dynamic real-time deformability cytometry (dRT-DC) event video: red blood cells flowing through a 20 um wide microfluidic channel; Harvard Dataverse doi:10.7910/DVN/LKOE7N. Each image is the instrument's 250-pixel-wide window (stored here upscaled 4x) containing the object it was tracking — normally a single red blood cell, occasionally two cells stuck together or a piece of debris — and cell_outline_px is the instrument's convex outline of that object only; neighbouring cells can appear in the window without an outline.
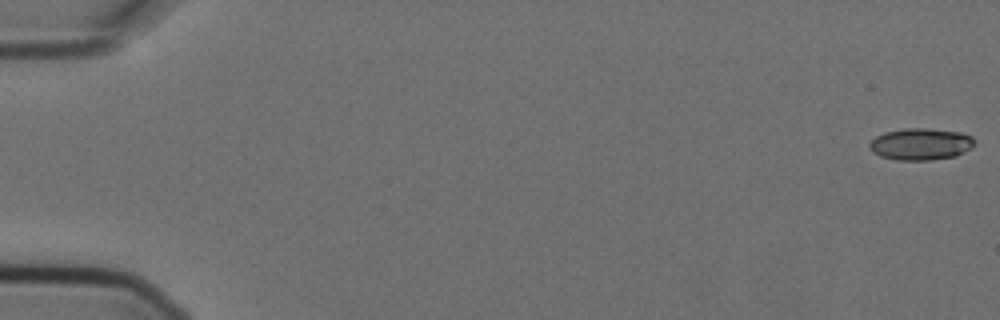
{"species": "Egyptian fruit bat (a non-hibernating species)", "species_latin": "Rousettus aegyptiacus", "temperature_condition": "cold", "stored_images_in_passage": 5, "camera_frame_rate_fps": 3000, "um_per_image_px": 0.085, "animal": {"sex": "female"}, "frame": {"image": 1, "passage_image": 1, "time_ms": 0.0, "image_size_px": [1000, 320], "cell_outline_px": [[976, 144], [972, 148], [956, 156], [928, 160], [896, 160], [880, 156], [872, 152], [868, 148], [868, 144], [876, 136], [884, 132], [904, 128], [928, 128], [960, 132], [972, 136], [976, 140]], "centroid_in_image_um": [78.27, 12.24], "position_along_channel_um": 6.7, "area_um2": 19.77}}
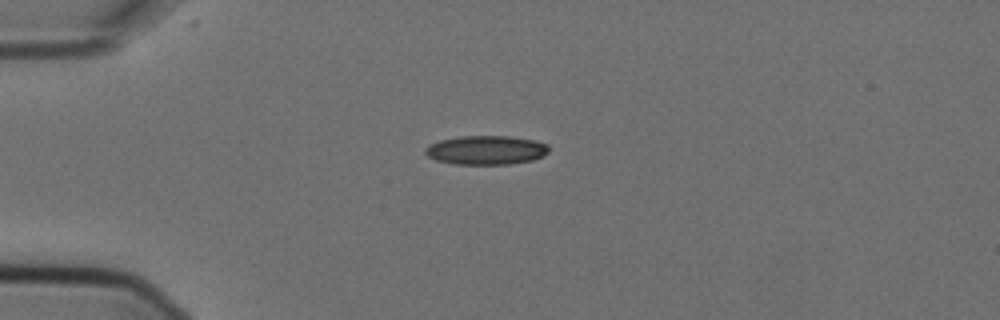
{"frame": {"image": 2, "passage_image": 5, "time_ms": 1.333, "image_size_px": [1000, 320], "cell_outline_px": [[548, 152], [532, 160], [508, 164], [456, 164], [436, 160], [428, 156], [424, 152], [424, 148], [428, 144], [440, 140], [460, 136], [508, 136], [536, 140], [548, 144]], "centroid_in_image_um": [41.29, 12.75], "position_along_channel_um": 43.7, "area_um2": 20.87}}